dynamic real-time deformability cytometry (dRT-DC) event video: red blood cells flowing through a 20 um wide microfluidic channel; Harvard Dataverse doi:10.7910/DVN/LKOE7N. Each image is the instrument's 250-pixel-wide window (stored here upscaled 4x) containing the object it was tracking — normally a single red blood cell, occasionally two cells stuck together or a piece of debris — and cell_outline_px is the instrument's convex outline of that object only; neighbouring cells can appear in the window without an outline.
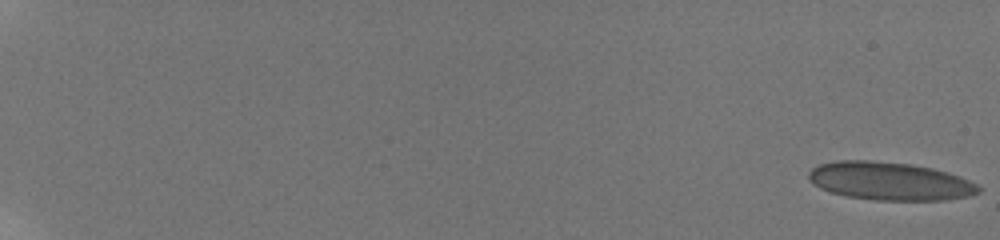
{"species": "human", "species_latin": "Homo sapiens", "temperature_condition": "room temperature", "stored_images_in_passage": 59, "camera_frame_rate_fps": 3000, "um_per_image_px": 0.085, "donor": {"sex": "male"}, "frame": {"image": 1, "passage_image": 1, "time_ms": 0.0, "image_size_px": [1000, 240], "cell_outline_px": [[980, 192], [968, 196], [944, 200], [876, 200], [848, 196], [832, 192], [820, 188], [812, 184], [808, 176], [808, 172], [812, 168], [820, 164], [836, 160], [872, 160], [912, 164], [932, 168], [960, 176], [976, 184], [980, 188]], "centroid_in_image_um": [75.61, 15.39], "position_along_channel_um": 9.4, "area_um2": 37.69}}
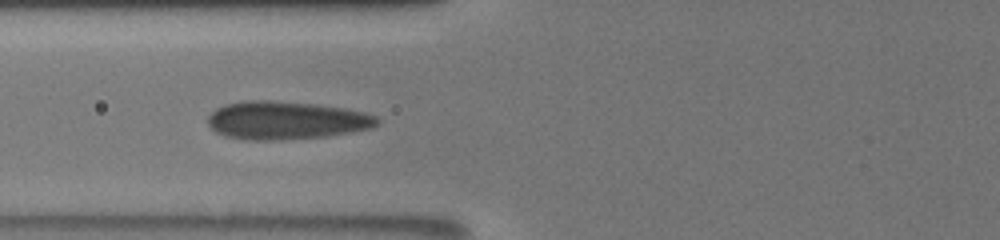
{"frame": {"image": 2, "passage_image": 28, "time_ms": 9.0, "image_size_px": [1000, 240], "cell_outline_px": [[380, 124], [368, 128], [348, 132], [324, 136], [280, 140], [248, 140], [224, 136], [216, 132], [208, 124], [208, 116], [216, 108], [224, 104], [244, 100], [272, 100], [316, 104], [348, 108], [364, 112], [376, 116], [380, 120]], "centroid_in_image_um": [24.3, 10.21], "position_along_channel_um": 101.5, "area_um2": 37.74}}
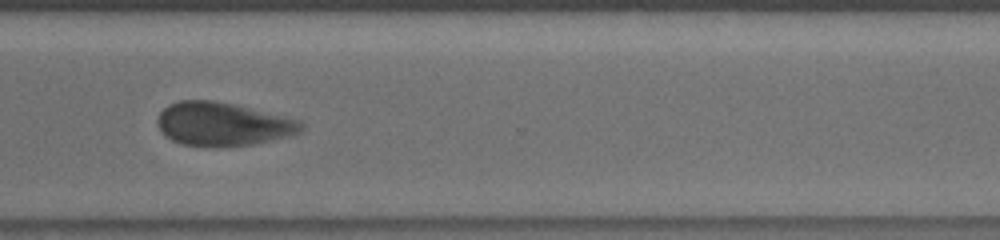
{"frame": {"image": 3, "passage_image": 48, "time_ms": 15.667, "image_size_px": [1000, 240], "cell_outline_px": [[304, 128], [300, 132], [288, 136], [252, 144], [184, 144], [172, 140], [164, 136], [156, 120], [160, 112], [168, 104], [180, 100], [212, 100], [236, 104], [300, 120], [304, 124]], "centroid_in_image_um": [18.94, 10.5], "position_along_channel_um": 351.7, "area_um2": 35.66}, "authors_computed_cell_mechanics": {"area_um2": 36.992, "velocity_mm_per_s": 3.754, "shape_relaxation_time_tau1_ms": 6.5591, "shape_relaxation_time_tau2_ms": null, "deformation_change_tau1": 0.1676, "deformation_change_tau2": null}}